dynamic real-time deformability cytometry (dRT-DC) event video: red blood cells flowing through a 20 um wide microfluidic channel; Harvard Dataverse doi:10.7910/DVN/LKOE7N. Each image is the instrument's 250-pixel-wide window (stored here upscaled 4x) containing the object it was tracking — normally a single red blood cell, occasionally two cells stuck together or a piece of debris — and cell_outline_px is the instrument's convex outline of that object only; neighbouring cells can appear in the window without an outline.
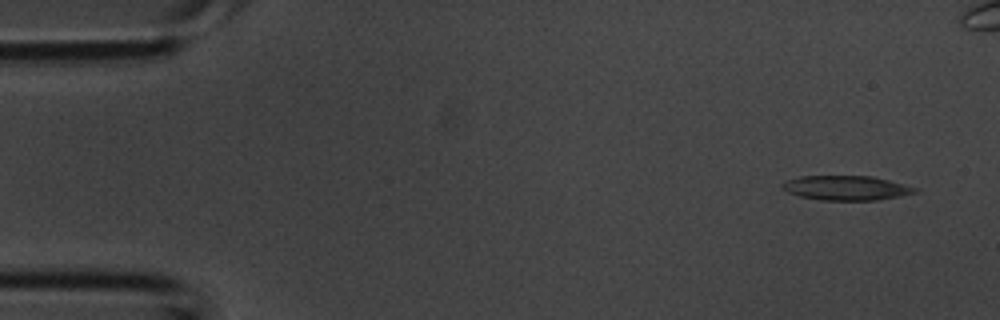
{"species": "common noctule bat (a hibernating species)", "species_latin": "Nyctalus noctula", "temperature_condition": "room temperature", "stored_images_in_passage": 4, "camera_frame_rate_fps": 3000, "um_per_image_px": 0.085, "animal": {"sex": "male", "body_mass_g": 20.1, "forearm_length_mm": 53.5}, "frame": {"image": 1, "passage_image": 1, "time_ms": 0.0, "image_size_px": [1000, 320], "cell_outline_px": [[920, 192], [900, 196], [876, 200], [820, 200], [800, 196], [788, 192], [780, 184], [784, 180], [800, 176], [872, 176], [920, 188]], "centroid_in_image_um": [71.96, 15.97], "position_along_channel_um": 13.0, "area_um2": 19.07}}